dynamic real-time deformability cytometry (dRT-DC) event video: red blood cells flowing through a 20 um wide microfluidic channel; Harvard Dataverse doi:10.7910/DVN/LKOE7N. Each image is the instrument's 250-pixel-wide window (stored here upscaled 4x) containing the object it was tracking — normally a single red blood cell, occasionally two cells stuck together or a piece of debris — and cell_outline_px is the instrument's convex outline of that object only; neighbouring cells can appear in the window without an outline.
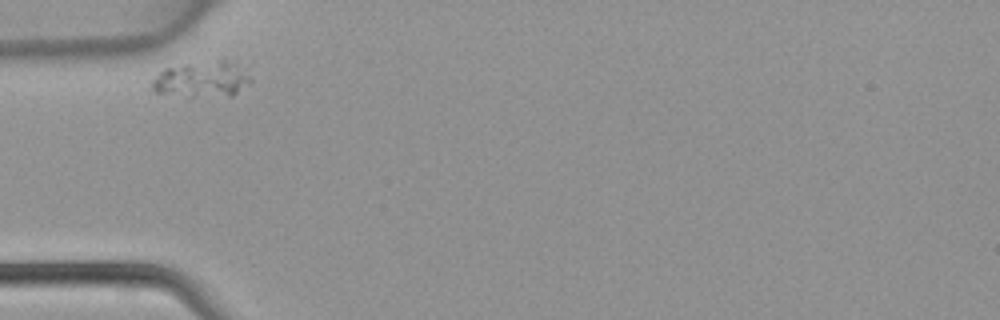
{"species": "common noctule bat (a hibernating species)", "species_latin": "Nyctalus noctula", "temperature_condition": "warm", "stored_images_in_passage": 3, "camera_frame_rate_fps": 3000, "um_per_image_px": 0.085, "animal": {"sex": "female", "body_mass_g": 22.7, "forearm_length_mm": 54.2}, "frame": {"image": 1, "passage_image": 1, "time_ms": 0.0, "image_size_px": [1000, 320], "cell_outline_px": [[252, 80], [232, 96], [188, 96], [156, 92], [152, 88], [152, 80], [164, 68], [184, 64], [220, 60], [224, 60], [244, 64]], "centroid_in_image_um": [17.23, 6.72], "position_along_channel_um": 67.8, "area_um2": 20.63}}
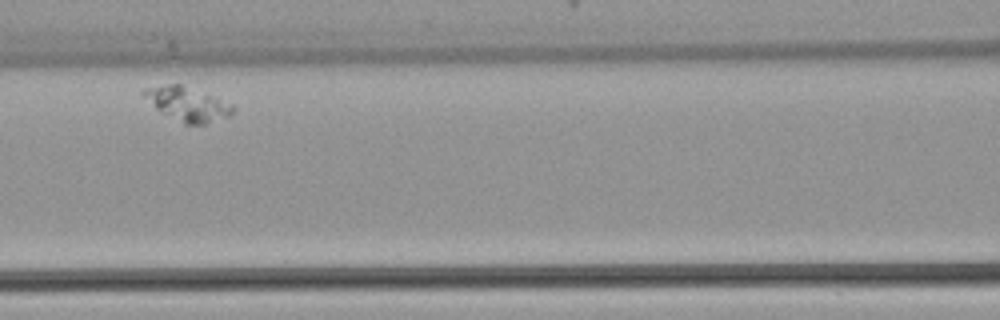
{"frame": {"image": 2, "passage_image": 3, "time_ms": 0.667, "image_size_px": [1000, 320], "cell_outline_px": [[236, 108], [228, 116], [204, 124], [184, 124], [160, 112], [140, 96], [140, 92], [144, 88], [168, 84], [180, 84], [232, 104]], "centroid_in_image_um": [15.85, 8.84], "position_along_channel_um": 150.8, "area_um2": 17.51}}